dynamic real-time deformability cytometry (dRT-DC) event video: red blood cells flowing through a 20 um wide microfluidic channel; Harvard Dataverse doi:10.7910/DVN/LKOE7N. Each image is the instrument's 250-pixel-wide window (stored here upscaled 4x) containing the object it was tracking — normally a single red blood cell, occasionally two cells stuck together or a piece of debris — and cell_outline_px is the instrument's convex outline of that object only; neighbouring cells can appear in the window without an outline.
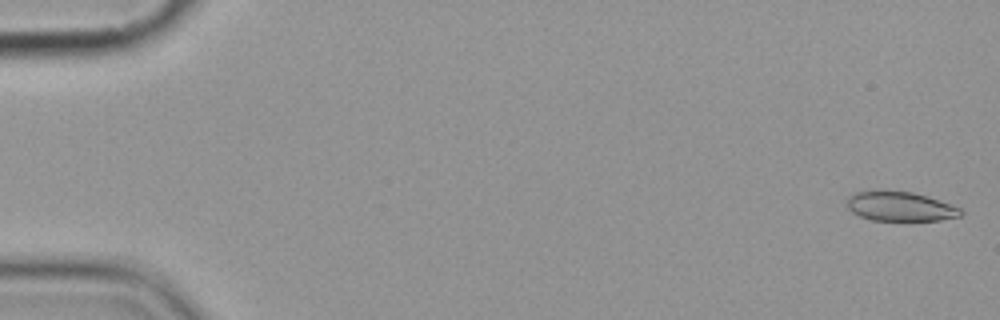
{"species": "common noctule bat (a hibernating species)", "species_latin": "Nyctalus noctula", "temperature_condition": "cold", "stored_images_in_passage": 15, "camera_frame_rate_fps": 3000, "um_per_image_px": 0.085, "animal": {"sex": "female", "body_mass_g": 19.9}, "frame": {"image": 1, "passage_image": 1, "time_ms": 0.0, "image_size_px": [1000, 320], "cell_outline_px": [[964, 212], [960, 216], [940, 220], [872, 220], [860, 216], [852, 212], [848, 208], [848, 196], [856, 192], [912, 192], [960, 208]], "centroid_in_image_um": [76.51, 17.57], "position_along_channel_um": 8.5, "area_um2": 18.79}}
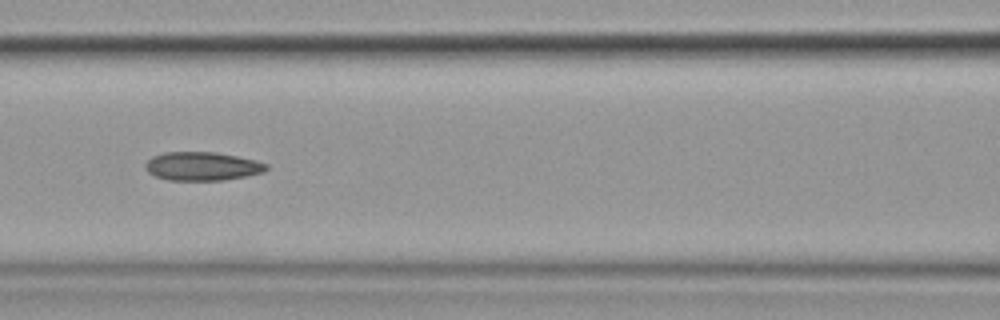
{"frame": {"image": 2, "passage_image": 7, "time_ms": 8.0, "image_size_px": [1000, 320], "cell_outline_px": [[268, 168], [264, 172], [224, 180], [168, 180], [156, 176], [148, 172], [144, 164], [152, 156], [164, 152], [216, 152], [256, 160], [268, 164]], "centroid_in_image_um": [17.19, 14.12], "position_along_channel_um": 149.4, "area_um2": 20.11}}
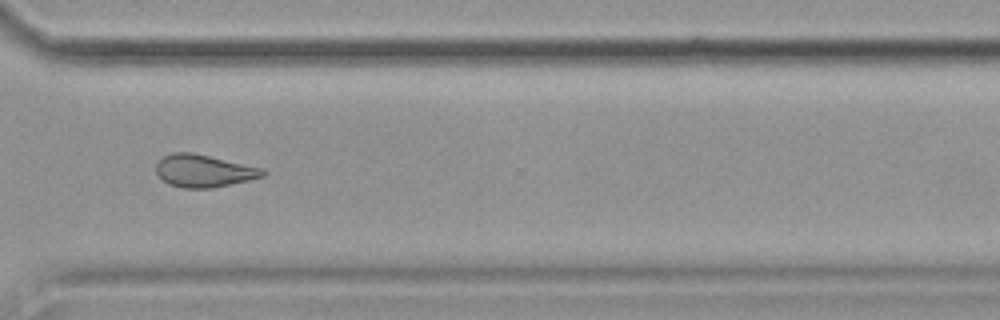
{"frame": {"image": 3, "passage_image": 12, "time_ms": 13.667, "image_size_px": [1000, 320], "cell_outline_px": [[268, 172], [264, 176], [248, 180], [212, 188], [184, 188], [168, 184], [156, 172], [156, 164], [164, 156], [172, 152], [192, 152], [264, 168]], "centroid_in_image_um": [17.35, 14.52], "position_along_channel_um": 353.3, "area_um2": 20.17}, "authors_computed_cell_mechanics": {"area_um2": 20.1722, "velocity_mm_per_s": 3.6116, "shape_relaxation_time_tau1_ms": null, "shape_relaxation_time_tau2_ms": 4.4248, "deformation_change_tau1": null, "deformation_change_tau2": 0.095}}